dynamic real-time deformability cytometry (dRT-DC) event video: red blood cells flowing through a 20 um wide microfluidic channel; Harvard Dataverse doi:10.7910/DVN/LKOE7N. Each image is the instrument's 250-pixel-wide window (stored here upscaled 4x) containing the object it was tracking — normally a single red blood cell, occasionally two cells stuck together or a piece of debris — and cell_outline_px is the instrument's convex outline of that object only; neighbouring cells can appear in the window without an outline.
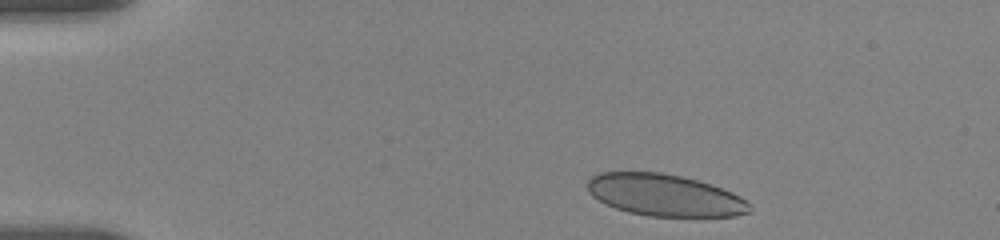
{"species": "human", "species_latin": "Homo sapiens", "temperature_condition": "room temperature", "stored_images_in_passage": 4, "camera_frame_rate_fps": 3000, "um_per_image_px": 0.085, "donor": {"sex": "female"}, "frame": {"image": 1, "passage_image": 1, "time_ms": 0.0, "image_size_px": [1000, 240], "cell_outline_px": [[752, 212], [736, 216], [648, 216], [628, 212], [616, 208], [592, 196], [588, 192], [588, 180], [592, 176], [600, 172], [660, 172], [680, 176], [712, 184], [732, 192], [748, 200], [752, 204]], "centroid_in_image_um": [56.55, 16.59], "position_along_channel_um": 28.4, "area_um2": 39.65}}